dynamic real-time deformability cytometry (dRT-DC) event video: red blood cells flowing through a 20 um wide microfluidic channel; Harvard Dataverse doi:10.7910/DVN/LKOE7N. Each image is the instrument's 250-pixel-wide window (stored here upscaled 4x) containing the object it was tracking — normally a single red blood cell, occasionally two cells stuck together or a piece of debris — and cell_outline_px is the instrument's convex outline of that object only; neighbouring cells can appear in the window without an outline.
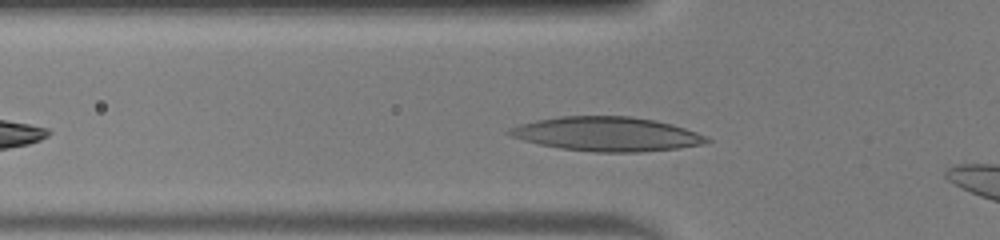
{"species": "human", "species_latin": "Homo sapiens", "temperature_condition": "warm", "stored_images_in_passage": 30, "camera_frame_rate_fps": 3000, "um_per_image_px": 0.085, "donor": {"sex": "male"}, "frame": {"image": 1, "passage_image": 6, "time_ms": 1.667, "image_size_px": [1000, 240], "cell_outline_px": [[712, 140], [704, 144], [680, 148], [640, 152], [592, 152], [560, 148], [540, 144], [524, 140], [512, 136], [504, 132], [508, 128], [520, 124], [536, 120], [560, 116], [632, 116], [656, 120], [672, 124], [708, 136]], "centroid_in_image_um": [51.61, 11.39], "position_along_channel_um": 74.2, "area_um2": 39.54}}
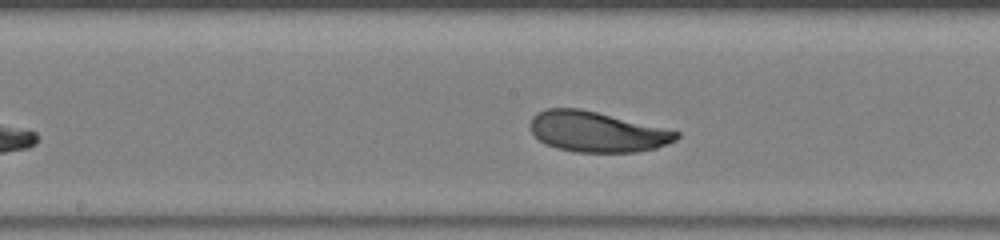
{"frame": {"image": 2, "passage_image": 15, "time_ms": 4.667, "image_size_px": [1000, 240], "cell_outline_px": [[680, 136], [676, 140], [668, 144], [656, 148], [636, 152], [576, 152], [556, 148], [544, 144], [532, 132], [528, 124], [532, 116], [536, 112], [548, 108], [580, 108], [680, 132]], "centroid_in_image_um": [50.7, 11.2], "position_along_channel_um": 197.5, "area_um2": 34.45}}
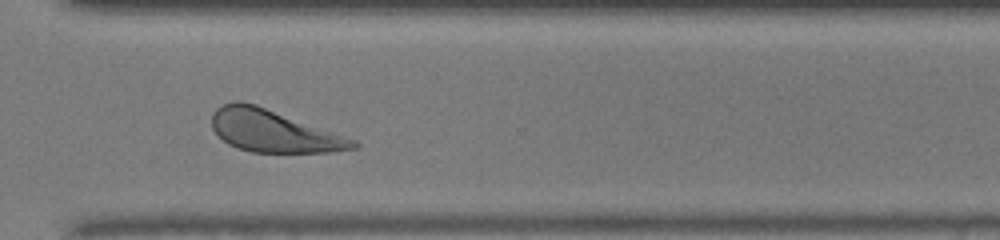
{"frame": {"image": 3, "passage_image": 26, "time_ms": 8.333, "image_size_px": [1000, 240], "cell_outline_px": [[360, 148], [328, 152], [252, 152], [228, 144], [212, 128], [212, 112], [216, 108], [224, 104], [236, 100], [240, 100], [256, 104], [356, 140], [360, 144]], "centroid_in_image_um": [23.25, 11.13], "position_along_channel_um": 347.4, "area_um2": 34.45}, "authors_computed_cell_mechanics": {"area_um2": 34.68, "velocity_mm_per_s": 4.0854, "shape_relaxation_time_tau1_ms": 1.9599, "shape_relaxation_time_tau2_ms": 8.7871, "deformation_change_tau1": 0.1406, "deformation_change_tau2": 0.2078}}